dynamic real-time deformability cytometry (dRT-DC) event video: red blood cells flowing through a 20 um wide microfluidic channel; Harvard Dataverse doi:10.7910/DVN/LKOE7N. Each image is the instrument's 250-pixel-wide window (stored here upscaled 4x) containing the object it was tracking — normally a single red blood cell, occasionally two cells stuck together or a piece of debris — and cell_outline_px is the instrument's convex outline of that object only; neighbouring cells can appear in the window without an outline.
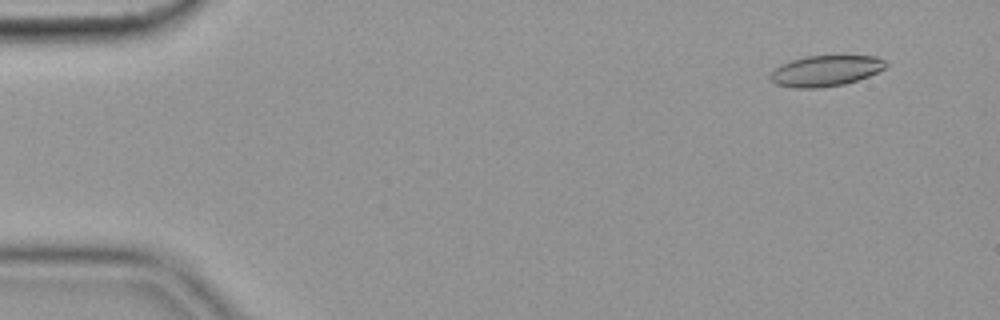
{"species": "common noctule bat (a hibernating species)", "species_latin": "Nyctalus noctula", "temperature_condition": "cold", "stored_images_in_passage": 56, "camera_frame_rate_fps": 3000, "um_per_image_px": 0.085, "animal": {"sex": "female", "body_mass_g": 19.9}, "frame": {"image": 1, "passage_image": 5, "time_ms": 1.333, "image_size_px": [1000, 320], "cell_outline_px": [[888, 64], [884, 68], [868, 76], [844, 84], [816, 88], [792, 88], [776, 84], [768, 76], [776, 68], [792, 60], [808, 56], [876, 56], [884, 60]], "centroid_in_image_um": [70.17, 6.02], "position_along_channel_um": 14.8, "area_um2": 20.4}}
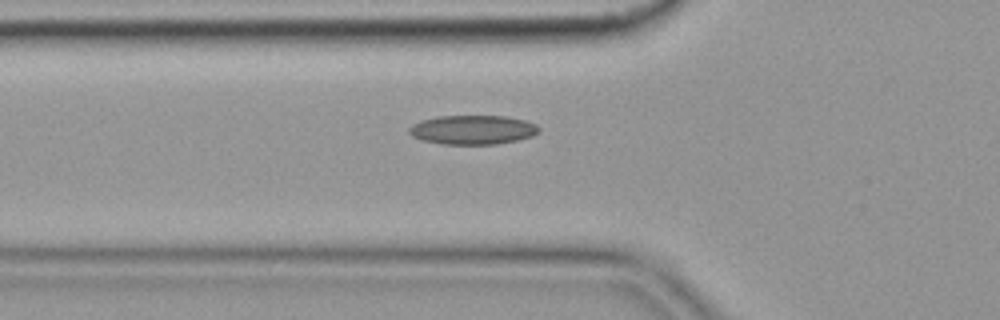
{"frame": {"image": 2, "passage_image": 20, "time_ms": 6.333, "image_size_px": [1000, 320], "cell_outline_px": [[540, 132], [532, 136], [516, 140], [496, 144], [444, 144], [424, 140], [412, 136], [408, 132], [408, 128], [412, 124], [420, 120], [436, 116], [504, 116], [524, 120], [536, 124], [540, 128]], "centroid_in_image_um": [40.17, 11.02], "position_along_channel_um": 85.6, "area_um2": 22.08}}
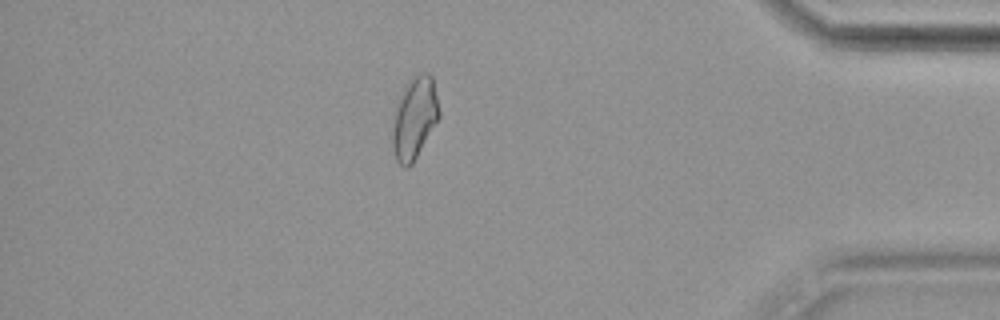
{"frame": {"image": 3, "passage_image": 49, "time_ms": 16.0, "image_size_px": [1000, 320], "cell_outline_px": [[440, 116], [412, 164], [408, 168], [404, 168], [396, 160], [392, 148], [392, 128], [396, 108], [400, 96], [408, 84], [420, 72], [428, 72], [432, 76], [440, 112]], "centroid_in_image_um": [35.23, 10.08], "position_along_channel_um": 400.0, "area_um2": 21.85}, "authors_computed_cell_mechanics": {"area_um2": 20.9236, "velocity_mm_per_s": 3.6161, "shape_relaxation_time_tau1_ms": null, "shape_relaxation_time_tau2_ms": 6.8967, "deformation_change_tau1": null, "deformation_change_tau2": 0.1341}}